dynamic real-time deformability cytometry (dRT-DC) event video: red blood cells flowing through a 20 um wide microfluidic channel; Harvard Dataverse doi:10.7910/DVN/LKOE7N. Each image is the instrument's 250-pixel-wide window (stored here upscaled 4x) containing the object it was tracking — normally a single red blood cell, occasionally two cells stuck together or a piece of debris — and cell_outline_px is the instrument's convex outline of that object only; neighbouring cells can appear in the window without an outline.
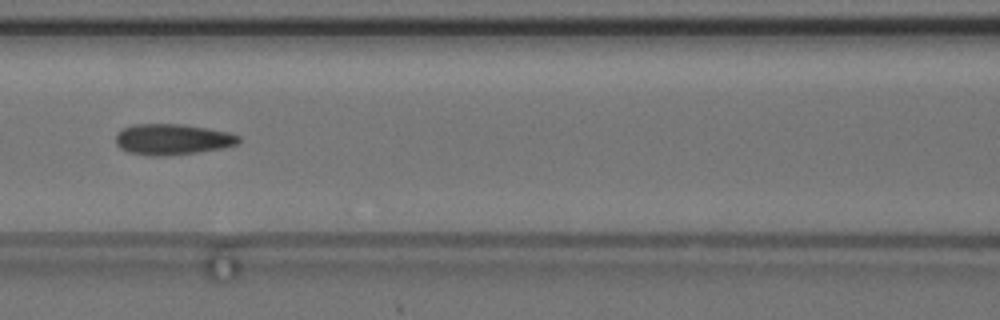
{"species": "common noctule bat (a hibernating species)", "species_latin": "Nyctalus noctula", "temperature_condition": "cold", "stored_images_in_passage": 55, "camera_frame_rate_fps": 3000, "um_per_image_px": 0.085, "animal": {"sex": "female", "body_mass_g": 24.6, "forearm_length_mm": 56.2}, "frame": {"image": 1, "passage_image": 24, "time_ms": 7.667, "image_size_px": [1000, 320], "cell_outline_px": [[240, 140], [236, 144], [224, 148], [196, 152], [164, 156], [148, 156], [128, 152], [120, 148], [116, 144], [116, 132], [132, 124], [180, 124], [228, 132], [240, 136]], "centroid_in_image_um": [14.61, 11.85], "position_along_channel_um": 152.0, "area_um2": 22.08}, "authors_computed_cell_mechanics": {"area_um2": 22.0218, "velocity_mm_per_s": 3.6848, "shape_relaxation_time_tau1_ms": 6.4371, "shape_relaxation_time_tau2_ms": 2.6128, "deformation_change_tau1": 0.1527, "deformation_change_tau2": 0.0846}}